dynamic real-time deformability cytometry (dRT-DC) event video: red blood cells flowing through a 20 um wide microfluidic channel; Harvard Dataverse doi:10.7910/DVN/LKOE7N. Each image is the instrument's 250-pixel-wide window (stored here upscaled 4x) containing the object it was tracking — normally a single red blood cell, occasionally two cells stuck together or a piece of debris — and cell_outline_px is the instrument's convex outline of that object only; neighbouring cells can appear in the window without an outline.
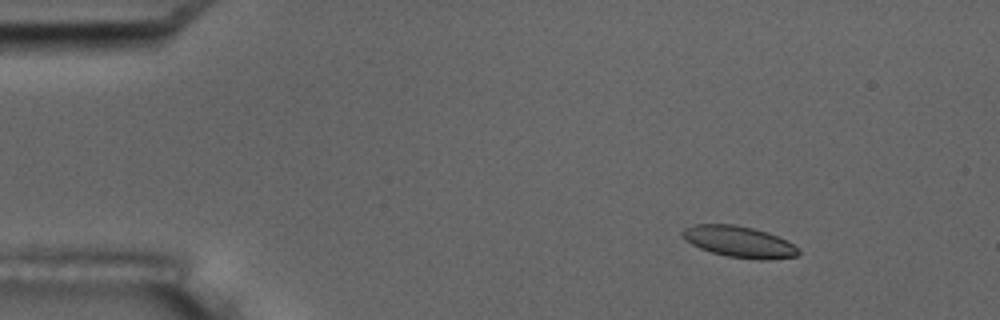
{"species": "common noctule bat (a hibernating species)", "species_latin": "Nyctalus noctula", "temperature_condition": "room temperature", "stored_images_in_passage": 7, "camera_frame_rate_fps": 3000, "um_per_image_px": 0.085, "animal": {"sex": "male", "body_mass_g": 17.5, "forearm_length_mm": 52.3}, "frame": {"image": 1, "passage_image": 3, "time_ms": 2.333, "image_size_px": [1000, 320], "cell_outline_px": [[800, 252], [796, 256], [768, 260], [760, 260], [728, 256], [712, 252], [700, 248], [692, 244], [680, 232], [684, 228], [692, 224], [736, 224], [768, 232], [792, 244]], "centroid_in_image_um": [62.81, 20.54], "position_along_channel_um": 22.2, "area_um2": 20.87}}
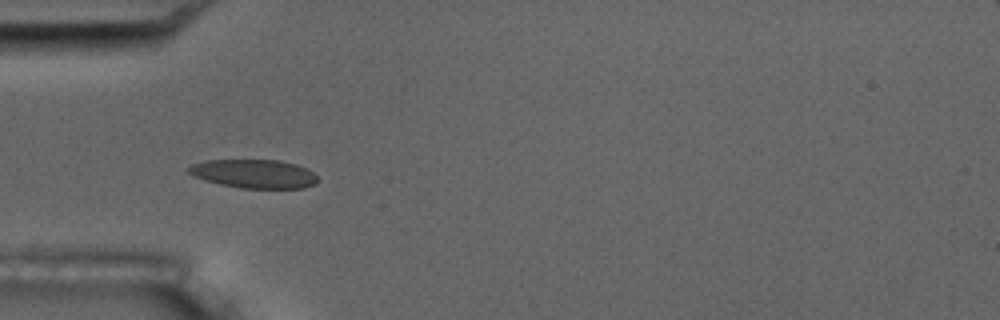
{"frame": {"image": 2, "passage_image": 6, "time_ms": 5.667, "image_size_px": [1000, 320], "cell_outline_px": [[320, 180], [316, 184], [304, 188], [240, 188], [220, 184], [204, 180], [188, 172], [184, 168], [192, 164], [208, 160], [280, 160], [296, 164], [312, 172]], "centroid_in_image_um": [21.59, 14.77], "position_along_channel_um": 63.4, "area_um2": 21.62}}